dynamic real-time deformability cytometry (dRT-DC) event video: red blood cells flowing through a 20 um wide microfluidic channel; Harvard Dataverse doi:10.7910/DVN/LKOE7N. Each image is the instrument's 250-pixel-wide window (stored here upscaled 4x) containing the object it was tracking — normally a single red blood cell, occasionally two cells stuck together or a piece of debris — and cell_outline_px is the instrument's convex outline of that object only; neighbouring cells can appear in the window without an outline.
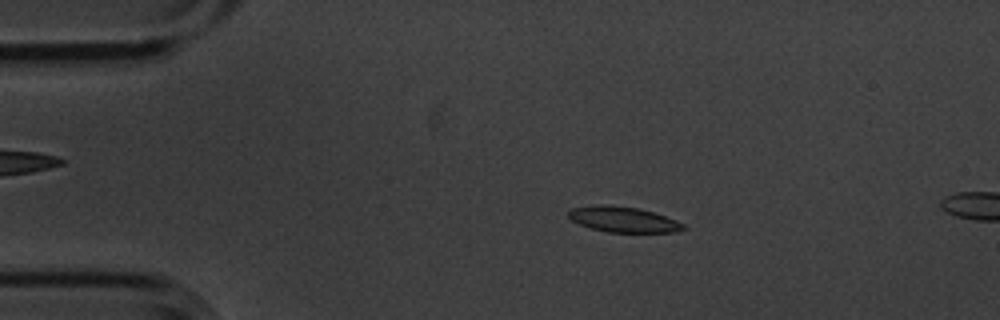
{"species": "common noctule bat (a hibernating species)", "species_latin": "Nyctalus noctula", "temperature_condition": "cold", "stored_images_in_passage": 3, "camera_frame_rate_fps": 3000, "um_per_image_px": 0.085, "animal": {"sex": "male", "body_mass_g": 20.1, "forearm_length_mm": 53.5}, "frame": {"image": 1, "passage_image": 2, "time_ms": 0.333, "image_size_px": [1000, 320], "cell_outline_px": [[688, 228], [676, 232], [608, 232], [592, 228], [580, 224], [572, 220], [568, 216], [568, 212], [572, 208], [596, 204], [612, 204], [640, 208], [676, 220], [684, 224]], "centroid_in_image_um": [52.99, 18.64], "position_along_channel_um": 32.0, "area_um2": 17.17}}